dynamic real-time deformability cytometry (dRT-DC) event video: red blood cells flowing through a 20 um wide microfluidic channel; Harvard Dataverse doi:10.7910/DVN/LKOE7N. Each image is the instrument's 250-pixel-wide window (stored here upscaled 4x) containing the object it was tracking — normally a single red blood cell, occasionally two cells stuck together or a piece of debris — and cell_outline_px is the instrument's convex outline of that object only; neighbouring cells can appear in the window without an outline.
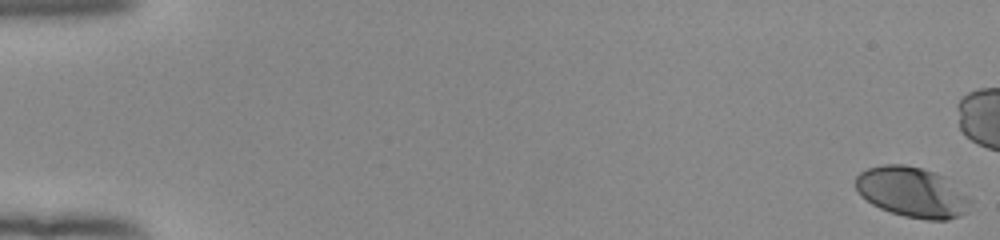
{"species": "human", "species_latin": "Homo sapiens", "temperature_condition": "room temperature", "stored_images_in_passage": 45, "camera_frame_rate_fps": 3000, "um_per_image_px": 0.085, "donor": {"sex": "female"}, "frame": {"image": 1, "passage_image": 1, "time_ms": 0.0, "image_size_px": [1000, 240], "cell_outline_px": [[976, 200], [968, 212], [960, 216], [948, 220], [928, 220], [904, 216], [880, 208], [872, 204], [860, 196], [856, 188], [856, 176], [860, 172], [868, 168], [884, 164], [904, 164], [920, 168], [944, 176]], "centroid_in_image_um": [77.6, 16.35], "position_along_channel_um": 7.4, "area_um2": 34.1}}
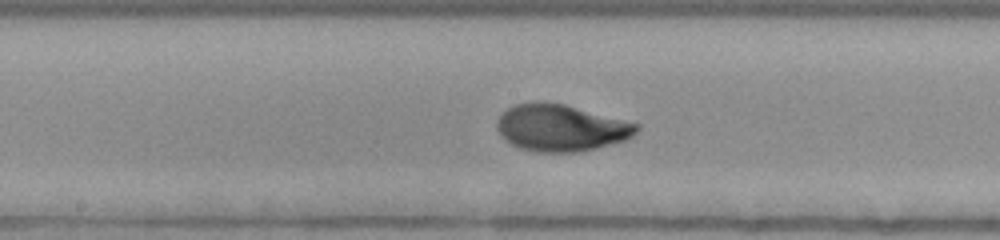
{"frame": {"image": 2, "passage_image": 30, "time_ms": 9.667, "image_size_px": [1000, 240], "cell_outline_px": [[640, 128], [632, 136], [624, 140], [596, 148], [580, 152], [536, 152], [520, 148], [512, 144], [496, 128], [496, 124], [500, 116], [512, 104], [536, 100], [564, 104], [640, 124]], "centroid_in_image_um": [47.68, 10.85], "position_along_channel_um": 200.5, "area_um2": 37.97}}
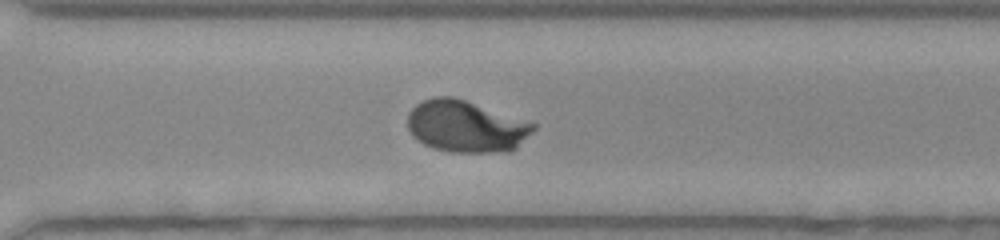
{"frame": {"image": 3, "passage_image": 40, "time_ms": 13.0, "image_size_px": [1000, 240], "cell_outline_px": [[536, 128], [516, 148], [508, 152], [452, 152], [432, 148], [424, 144], [412, 136], [408, 128], [408, 112], [416, 104], [424, 100], [436, 96], [452, 96], [536, 124]], "centroid_in_image_um": [39.58, 10.75], "position_along_channel_um": 331.0, "area_um2": 37.69}}